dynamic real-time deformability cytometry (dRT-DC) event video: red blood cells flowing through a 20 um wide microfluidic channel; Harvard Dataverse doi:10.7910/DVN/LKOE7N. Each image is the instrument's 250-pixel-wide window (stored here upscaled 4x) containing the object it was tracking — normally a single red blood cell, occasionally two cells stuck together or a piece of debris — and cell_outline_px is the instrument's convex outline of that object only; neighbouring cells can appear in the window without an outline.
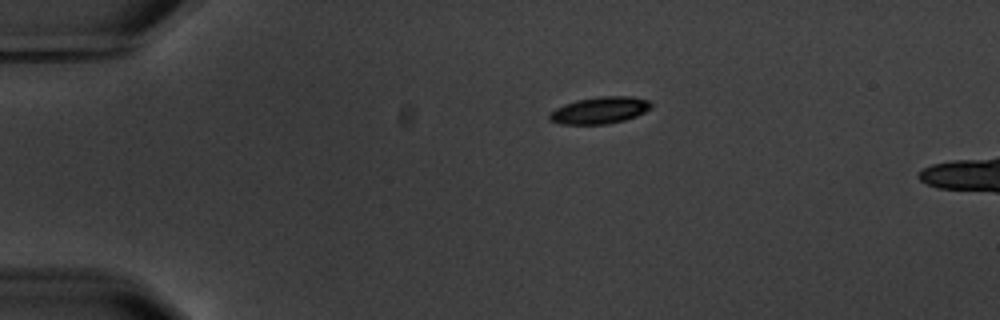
{"species": "common noctule bat (a hibernating species)", "species_latin": "Nyctalus noctula", "temperature_condition": "warm", "stored_images_in_passage": 3, "camera_frame_rate_fps": 3000, "um_per_image_px": 0.085, "animal": {"sex": "male", "body_mass_g": 20.1, "forearm_length_mm": 53.5}, "frame": {"image": 1, "passage_image": 1, "time_ms": 0.0, "image_size_px": [1000, 320], "cell_outline_px": [[652, 108], [636, 116], [624, 120], [608, 124], [560, 124], [548, 120], [548, 116], [556, 108], [564, 104], [576, 100], [600, 96], [632, 96], [652, 100]], "centroid_in_image_um": [51.01, 9.36], "position_along_channel_um": 34.0, "area_um2": 16.07}}